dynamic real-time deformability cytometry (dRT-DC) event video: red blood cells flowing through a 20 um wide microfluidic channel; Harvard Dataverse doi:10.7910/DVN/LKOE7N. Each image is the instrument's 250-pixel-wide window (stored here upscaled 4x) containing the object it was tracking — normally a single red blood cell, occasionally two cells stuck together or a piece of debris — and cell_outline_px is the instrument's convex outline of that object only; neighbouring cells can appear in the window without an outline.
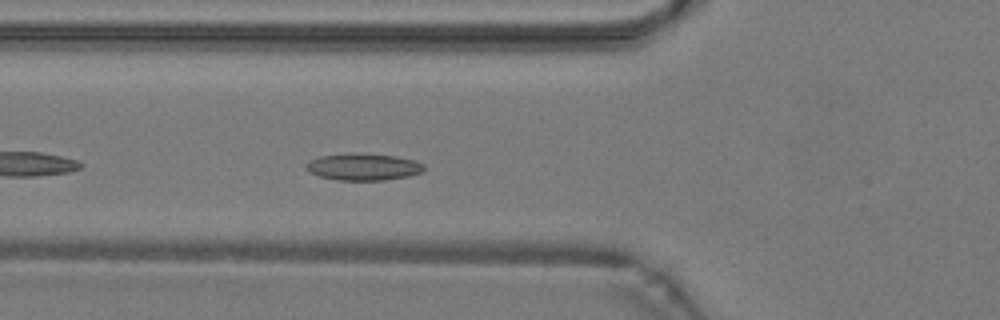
{"species": "common noctule bat (a hibernating species)", "species_latin": "Nyctalus noctula", "temperature_condition": "warm", "stored_images_in_passage": 33, "camera_frame_rate_fps": 3000, "um_per_image_px": 0.085, "animal": {"sex": "male", "body_mass_g": 19.2, "forearm_length_mm": 51.8}, "frame": {"image": 1, "passage_image": 5, "time_ms": 1.333, "image_size_px": [1000, 320], "cell_outline_px": [[424, 168], [420, 172], [408, 176], [384, 180], [336, 180], [320, 176], [308, 172], [304, 168], [304, 164], [308, 160], [320, 156], [396, 156], [416, 160], [424, 164]], "centroid_in_image_um": [30.86, 14.23], "position_along_channel_um": 94.9, "area_um2": 17.63}}
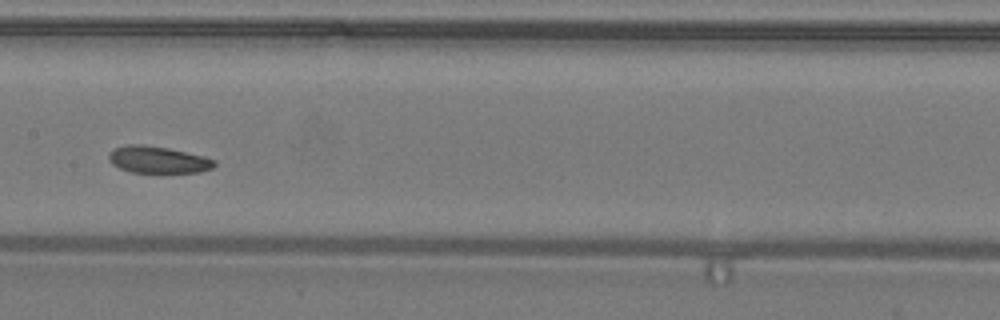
{"frame": {"image": 2, "passage_image": 12, "time_ms": 3.667, "image_size_px": [1000, 320], "cell_outline_px": [[216, 164], [212, 168], [200, 172], [132, 172], [120, 168], [112, 164], [108, 160], [108, 152], [112, 148], [128, 144], [144, 144], [168, 148], [204, 156], [216, 160]], "centroid_in_image_um": [13.39, 13.56], "position_along_channel_um": 194.0, "area_um2": 16.65}}
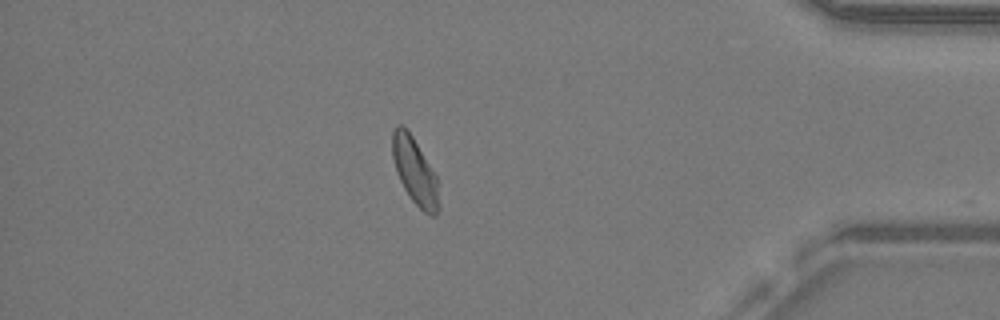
{"frame": {"image": 3, "passage_image": 27, "time_ms": 8.667, "image_size_px": [1000, 320], "cell_outline_px": [[440, 208], [436, 216], [432, 216], [424, 212], [412, 200], [404, 188], [396, 172], [392, 156], [392, 132], [396, 124], [400, 124], [408, 128], [436, 176], [440, 204]], "centroid_in_image_um": [35.26, 14.54], "position_along_channel_um": 399.9, "area_um2": 18.15}, "authors_computed_cell_mechanics": {"area_um2": 17.4556, "velocity_mm_per_s": 4.224, "shape_relaxation_time_tau1_ms": 2.3556, "shape_relaxation_time_tau2_ms": 10.4325, "deformation_change_tau1": 0.0717, "deformation_change_tau2": 0.1725}}